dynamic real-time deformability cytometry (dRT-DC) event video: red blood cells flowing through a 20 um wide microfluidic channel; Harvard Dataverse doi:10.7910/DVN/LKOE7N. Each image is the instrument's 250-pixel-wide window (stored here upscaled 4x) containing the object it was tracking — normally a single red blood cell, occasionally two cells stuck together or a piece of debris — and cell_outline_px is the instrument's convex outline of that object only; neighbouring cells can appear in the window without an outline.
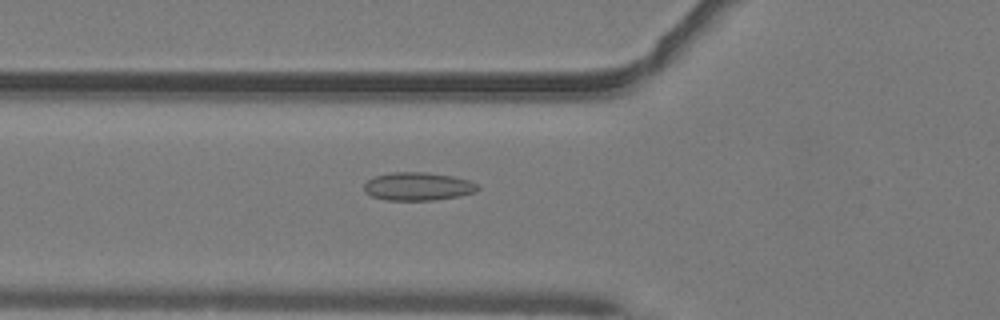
{"species": "common noctule bat (a hibernating species)", "species_latin": "Nyctalus noctula", "temperature_condition": "warm", "stored_images_in_passage": 31, "camera_frame_rate_fps": 3000, "um_per_image_px": 0.085, "animal": {"sex": "male", "body_mass_g": 19.2, "forearm_length_mm": 51.8}, "frame": {"image": 1, "passage_image": 4, "time_ms": 1.0, "image_size_px": [1000, 320], "cell_outline_px": [[480, 188], [476, 192], [460, 196], [432, 200], [384, 200], [372, 196], [364, 192], [364, 184], [368, 180], [376, 176], [392, 172], [424, 172], [452, 176], [468, 180], [476, 184]], "centroid_in_image_um": [35.52, 15.85], "position_along_channel_um": 90.3, "area_um2": 18.61}}
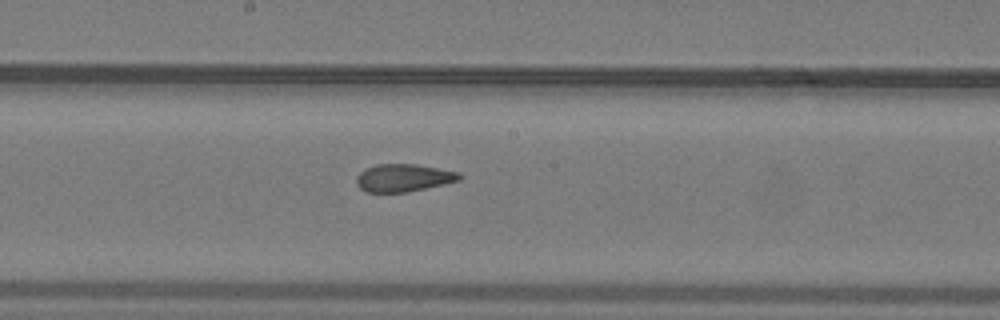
{"frame": {"image": 2, "passage_image": 13, "time_ms": 4.0, "image_size_px": [1000, 320], "cell_outline_px": [[464, 176], [460, 180], [444, 184], [404, 192], [368, 192], [360, 188], [356, 184], [356, 176], [360, 172], [376, 164], [416, 164], [460, 172]], "centroid_in_image_um": [34.32, 15.11], "position_along_channel_um": 213.9, "area_um2": 16.53}}
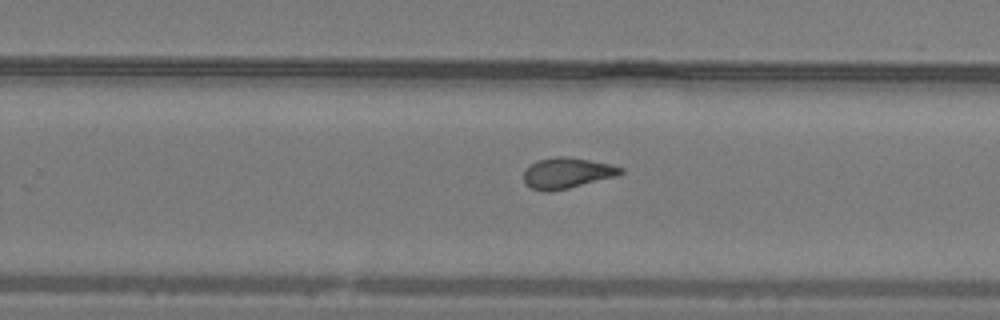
{"frame": {"image": 3, "passage_image": 18, "time_ms": 5.667, "image_size_px": [1000, 320], "cell_outline_px": [[624, 172], [616, 176], [552, 192], [544, 192], [532, 188], [524, 184], [524, 172], [532, 164], [540, 160], [556, 156], [564, 156], [588, 160], [608, 164], [624, 168]], "centroid_in_image_um": [48.18, 14.72], "position_along_channel_um": 281.6, "area_um2": 17.11}, "authors_computed_cell_mechanics": {"area_um2": 17.1666, "velocity_mm_per_s": 4.0956, "shape_relaxation_time_tau1_ms": null, "shape_relaxation_time_tau2_ms": 1.6364, "deformation_change_tau1": null, "deformation_change_tau2": 0.0825}}